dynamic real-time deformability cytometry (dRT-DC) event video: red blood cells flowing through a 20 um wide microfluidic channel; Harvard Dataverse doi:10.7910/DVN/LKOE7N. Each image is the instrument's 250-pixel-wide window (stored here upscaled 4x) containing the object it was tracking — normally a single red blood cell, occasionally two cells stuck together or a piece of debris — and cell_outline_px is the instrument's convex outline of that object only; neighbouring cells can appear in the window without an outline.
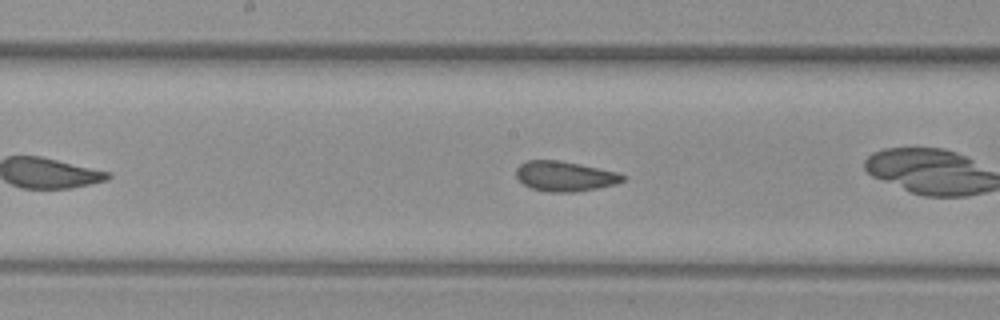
{"species": "common noctule bat (a hibernating species)", "species_latin": "Nyctalus noctula", "temperature_condition": "warm", "stored_images_in_passage": 36, "camera_frame_rate_fps": 3000, "um_per_image_px": 0.085, "animal": {"sex": "female", "body_mass_g": 29.2, "forearm_length_mm": 56.3}, "frame": {"image": 1, "passage_image": 11, "time_ms": 3.333, "image_size_px": [1000, 320], "cell_outline_px": [[628, 176], [624, 180], [616, 184], [596, 188], [572, 192], [548, 192], [532, 188], [524, 184], [516, 176], [516, 168], [520, 164], [528, 160], [560, 160], [580, 164], [616, 172]], "centroid_in_image_um": [48.01, 14.97], "position_along_channel_um": 200.2, "area_um2": 18.55}, "authors_computed_cell_mechanics": {"area_um2": 19.0451, "velocity_mm_per_s": 4.0323, "shape_relaxation_time_tau1_ms": 7.6398, "shape_relaxation_time_tau2_ms": 1.0878, "deformation_change_tau1": 0.1506, "deformation_change_tau2": 0.0714}}